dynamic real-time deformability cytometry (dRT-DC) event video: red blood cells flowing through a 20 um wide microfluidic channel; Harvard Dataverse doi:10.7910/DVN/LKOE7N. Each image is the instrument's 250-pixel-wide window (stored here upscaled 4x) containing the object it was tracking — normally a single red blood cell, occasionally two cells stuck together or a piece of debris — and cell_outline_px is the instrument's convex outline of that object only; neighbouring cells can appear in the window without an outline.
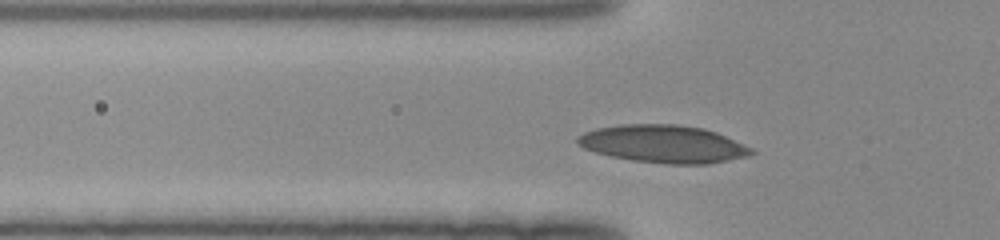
{"species": "human", "species_latin": "Homo sapiens", "temperature_condition": "room temperature", "stored_images_in_passage": 32, "camera_frame_rate_fps": 3000, "um_per_image_px": 0.085, "donor": {"sex": "female"}, "frame": {"image": 1, "passage_image": 7, "time_ms": 2.0, "image_size_px": [1000, 240], "cell_outline_px": [[756, 152], [748, 156], [708, 164], [668, 164], [632, 160], [612, 156], [596, 152], [584, 148], [576, 144], [576, 136], [584, 132], [596, 128], [620, 124], [676, 124], [704, 128], [716, 132], [752, 148]], "centroid_in_image_um": [56.37, 12.23], "position_along_channel_um": 69.4, "area_um2": 38.21}}
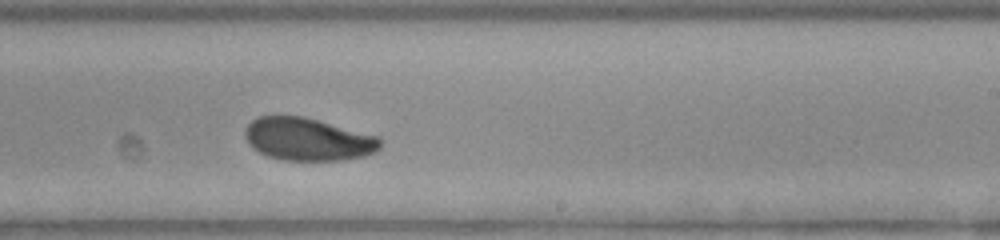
{"frame": {"image": 2, "passage_image": 21, "time_ms": 6.667, "image_size_px": [1000, 240], "cell_outline_px": [[384, 140], [380, 148], [376, 152], [364, 156], [340, 160], [284, 160], [268, 156], [252, 148], [248, 144], [244, 136], [244, 128], [256, 116], [304, 116], [380, 136]], "centroid_in_image_um": [26.19, 11.83], "position_along_channel_um": 262.8, "area_um2": 34.1}}
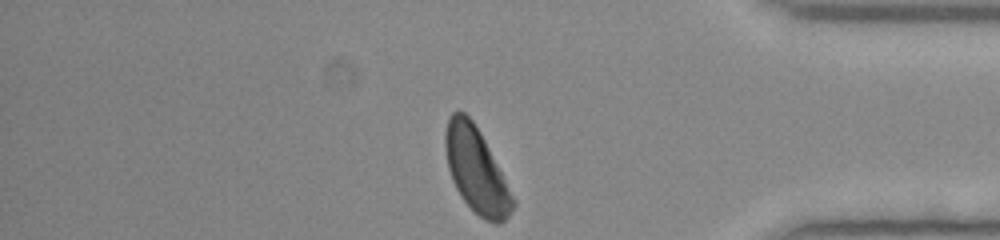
{"frame": {"image": 3, "passage_image": 32, "time_ms": 10.333, "image_size_px": [1000, 240], "cell_outline_px": [[516, 204], [512, 212], [500, 224], [496, 224], [484, 220], [460, 196], [452, 180], [448, 168], [444, 148], [444, 132], [448, 120], [452, 112], [464, 112], [472, 120], [480, 132], [516, 200]], "centroid_in_image_um": [40.48, 14.49], "position_along_channel_um": 394.7, "area_um2": 33.29}}